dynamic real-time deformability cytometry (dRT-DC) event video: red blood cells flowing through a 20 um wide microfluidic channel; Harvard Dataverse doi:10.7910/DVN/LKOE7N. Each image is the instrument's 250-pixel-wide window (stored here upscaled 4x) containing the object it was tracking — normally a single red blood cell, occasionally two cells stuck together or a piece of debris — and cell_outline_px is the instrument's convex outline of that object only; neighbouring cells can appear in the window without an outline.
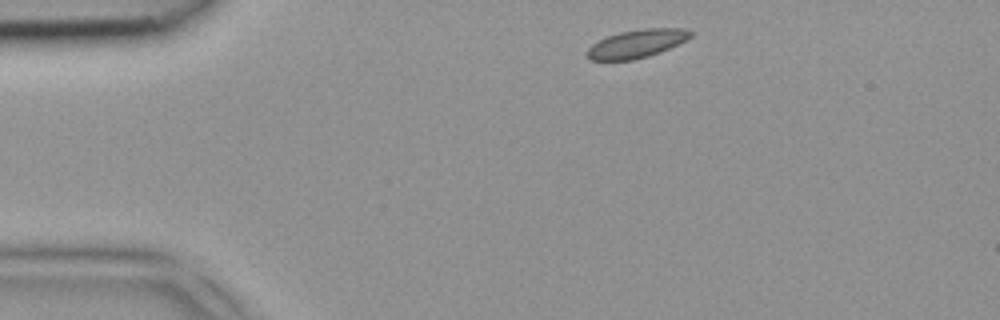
{"species": "common noctule bat (a hibernating species)", "species_latin": "Nyctalus noctula", "temperature_condition": "room temperature", "stored_images_in_passage": 3, "camera_frame_rate_fps": 3000, "um_per_image_px": 0.085, "animal": {"sex": "female", "body_mass_g": 18.4}, "frame": {"image": 1, "passage_image": 1, "time_ms": 0.0, "image_size_px": [1000, 320], "cell_outline_px": [[692, 36], [660, 52], [648, 56], [632, 60], [588, 60], [584, 52], [592, 44], [608, 36], [620, 32], [640, 28], [684, 28], [692, 32]], "centroid_in_image_um": [54.07, 3.71], "position_along_channel_um": 30.9, "area_um2": 16.94}}